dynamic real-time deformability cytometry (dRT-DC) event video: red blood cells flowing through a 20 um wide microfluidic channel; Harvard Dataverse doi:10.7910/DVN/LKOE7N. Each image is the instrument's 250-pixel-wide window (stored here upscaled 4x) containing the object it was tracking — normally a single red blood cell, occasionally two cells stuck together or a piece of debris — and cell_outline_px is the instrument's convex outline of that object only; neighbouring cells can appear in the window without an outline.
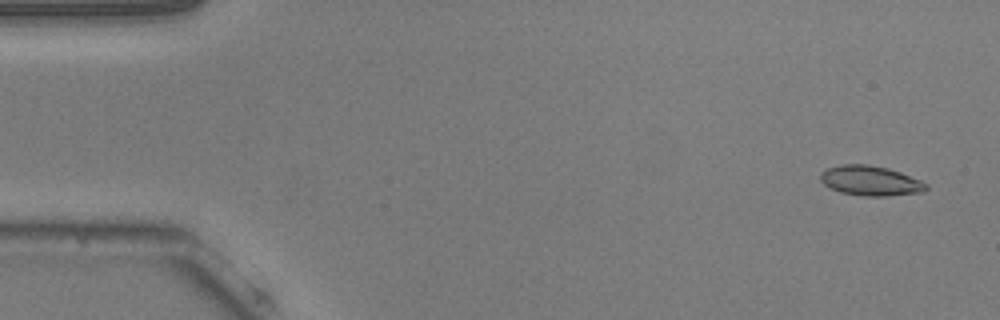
{"species": "common noctule bat (a hibernating species)", "species_latin": "Nyctalus noctula", "temperature_condition": "warm", "stored_images_in_passage": 53, "camera_frame_rate_fps": 3000, "um_per_image_px": 0.085, "animal": {"sex": "male", "body_mass_g": 20.5, "forearm_length_mm": 52.5}, "frame": {"image": 1, "passage_image": 3, "time_ms": 0.667, "image_size_px": [1000, 320], "cell_outline_px": [[928, 188], [924, 192], [888, 196], [864, 196], [840, 192], [828, 188], [820, 180], [820, 172], [828, 168], [840, 164], [868, 164], [888, 168], [900, 172], [920, 180], [928, 184]], "centroid_in_image_um": [73.98, 15.36], "position_along_channel_um": 11.0, "area_um2": 18.61}}
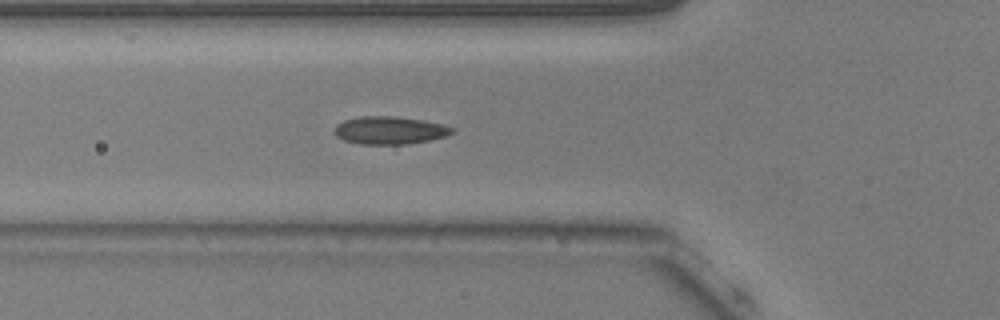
{"frame": {"image": 2, "passage_image": 19, "time_ms": 6.0, "image_size_px": [1000, 320], "cell_outline_px": [[456, 132], [444, 136], [428, 140], [408, 144], [360, 144], [344, 140], [336, 136], [336, 124], [344, 120], [360, 116], [392, 116], [420, 120], [444, 124], [452, 128]], "centroid_in_image_um": [33.12, 11.07], "position_along_channel_um": 92.7, "area_um2": 18.84}}
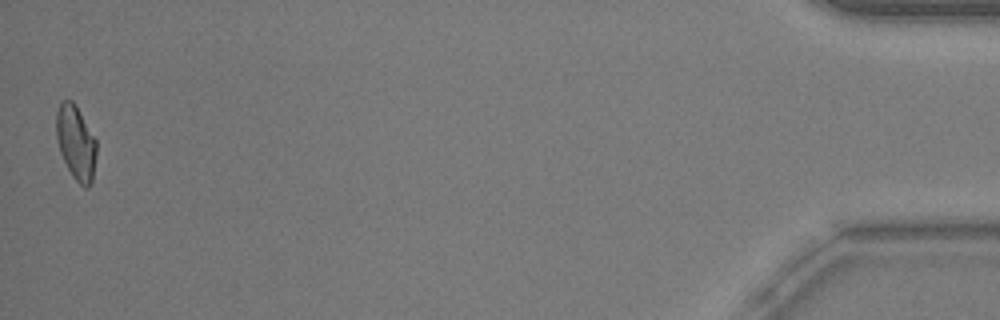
{"frame": {"image": 3, "passage_image": 53, "time_ms": 17.333, "image_size_px": [1000, 320], "cell_outline_px": [[96, 156], [92, 184], [88, 188], [84, 188], [72, 176], [60, 152], [56, 140], [56, 112], [60, 104], [64, 100], [72, 100], [76, 104], [96, 140]], "centroid_in_image_um": [6.46, 12.14], "position_along_channel_um": 428.7, "area_um2": 17.51}, "authors_computed_cell_mechanics": {"area_um2": 17.9758, "velocity_mm_per_s": 3.8094, "shape_relaxation_time_tau1_ms": 10.3051, "shape_relaxation_time_tau2_ms": 1.4968, "deformation_change_tau1": 0.1616, "deformation_change_tau2": 0.0482}}